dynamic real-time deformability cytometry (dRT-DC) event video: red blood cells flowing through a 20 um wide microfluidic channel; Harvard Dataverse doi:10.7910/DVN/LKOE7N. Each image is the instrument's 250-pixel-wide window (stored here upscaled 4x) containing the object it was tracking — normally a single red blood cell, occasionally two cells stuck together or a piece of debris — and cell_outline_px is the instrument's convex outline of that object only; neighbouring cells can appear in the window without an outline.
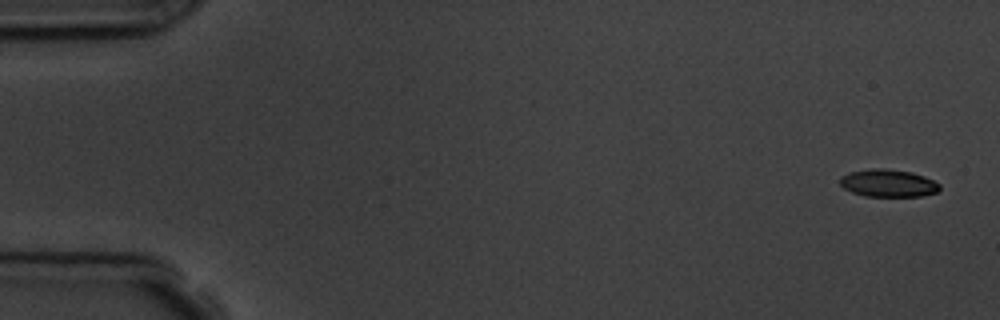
{"species": "common noctule bat (a hibernating species)", "species_latin": "Nyctalus noctula", "temperature_condition": "room temperature", "stored_images_in_passage": 8, "camera_frame_rate_fps": 3000, "um_per_image_px": 0.085, "animal": {"sex": "male", "body_mass_g": 19.5, "forearm_length_mm": 54.6}, "frame": {"image": 1, "passage_image": 1, "time_ms": 0.0, "image_size_px": [1000, 320], "cell_outline_px": [[940, 188], [936, 192], [920, 196], [864, 196], [852, 192], [844, 188], [840, 184], [840, 176], [852, 172], [872, 168], [884, 168], [912, 172], [924, 176], [940, 184]], "centroid_in_image_um": [75.49, 15.56], "position_along_channel_um": 9.5, "area_um2": 15.9}}
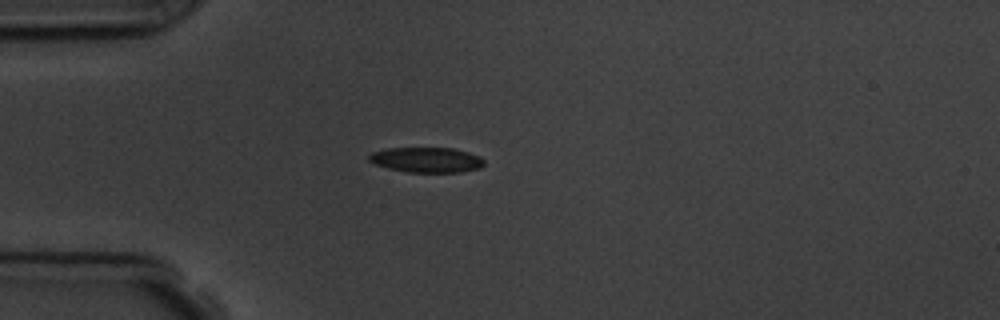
{"frame": {"image": 2, "passage_image": 4, "time_ms": 4.333, "image_size_px": [1000, 320], "cell_outline_px": [[484, 164], [480, 168], [460, 172], [408, 172], [388, 168], [376, 164], [368, 160], [368, 156], [372, 152], [388, 148], [452, 148], [468, 152], [480, 156], [484, 160]], "centroid_in_image_um": [36.27, 13.58], "position_along_channel_um": 48.7, "area_um2": 16.82}}